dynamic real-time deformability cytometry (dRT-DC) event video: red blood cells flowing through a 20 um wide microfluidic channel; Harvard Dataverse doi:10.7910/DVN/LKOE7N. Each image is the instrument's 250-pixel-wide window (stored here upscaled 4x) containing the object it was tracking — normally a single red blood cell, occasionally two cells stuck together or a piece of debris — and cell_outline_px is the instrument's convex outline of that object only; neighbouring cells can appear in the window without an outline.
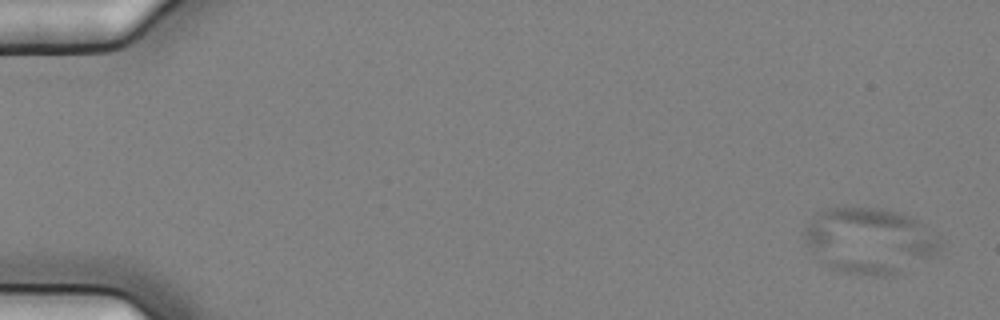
{"species": "common noctule bat (a hibernating species)", "species_latin": "Nyctalus noctula", "temperature_condition": "cold", "stored_images_in_passage": 15, "camera_frame_rate_fps": 3000, "um_per_image_px": 0.085, "animal": {"sex": "female", "body_mass_g": 25.1}, "frame": {"image": 1, "passage_image": 5, "time_ms": 1.333, "image_size_px": [1000, 320], "cell_outline_px": [[940, 252], [900, 272], [888, 276], [876, 276], [844, 272], [828, 268], [820, 260], [804, 240], [804, 232], [816, 212], [828, 208], [876, 208], [896, 212], [912, 216], [940, 236]], "centroid_in_image_um": [73.93, 20.45], "position_along_channel_um": 11.1, "area_um2": 51.73}}